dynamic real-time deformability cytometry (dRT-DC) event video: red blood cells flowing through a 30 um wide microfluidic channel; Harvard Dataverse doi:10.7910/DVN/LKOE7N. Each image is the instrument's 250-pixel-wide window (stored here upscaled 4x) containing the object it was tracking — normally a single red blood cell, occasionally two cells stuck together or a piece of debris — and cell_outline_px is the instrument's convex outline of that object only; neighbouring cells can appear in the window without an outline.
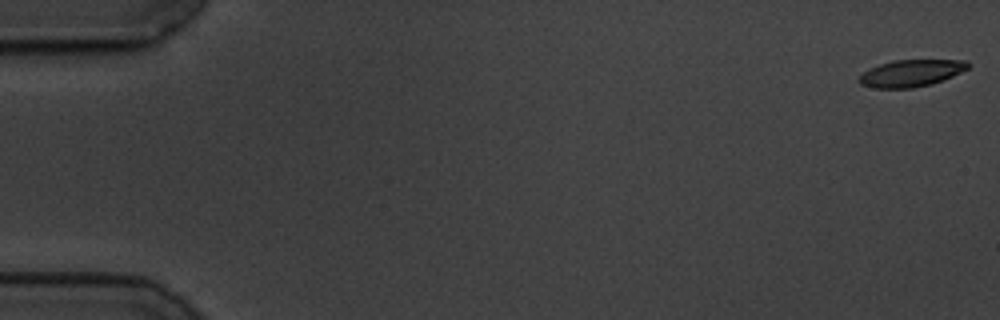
{"species": "common noctule bat (a hibernating species)", "species_latin": "Nyctalus noctula", "temperature_condition": "cold", "stored_images_in_passage": 59, "camera_frame_rate_fps": 3000, "um_per_image_px": 0.085, "animal": {"sex": "male", "body_mass_g": 19.5, "forearm_length_mm": 54.6}, "frame": {"image": 1, "passage_image": 1, "time_ms": 0.0, "image_size_px": [1000, 320], "cell_outline_px": [[968, 68], [952, 76], [932, 84], [912, 88], [876, 88], [860, 84], [856, 80], [868, 68], [892, 60], [968, 60]], "centroid_in_image_um": [77.4, 6.22], "position_along_channel_um": 7.6, "area_um2": 17.05}}
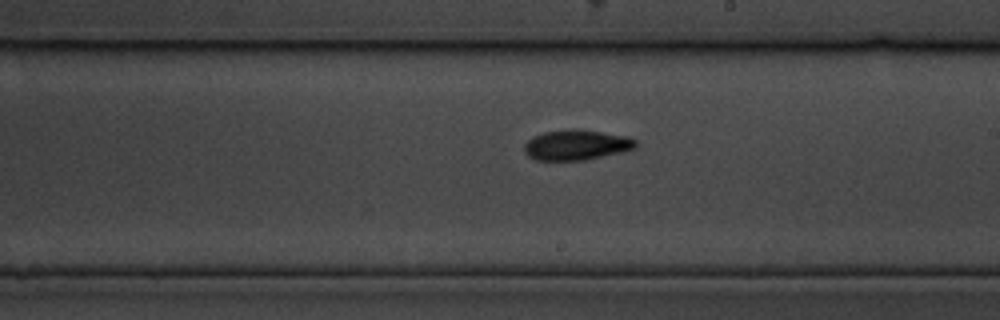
{"frame": {"image": 2, "passage_image": 34, "time_ms": 11.0, "image_size_px": [1000, 320], "cell_outline_px": [[636, 148], [584, 160], [536, 160], [528, 156], [524, 152], [524, 144], [532, 136], [544, 132], [600, 132], [628, 136], [636, 140]], "centroid_in_image_um": [48.96, 12.36], "position_along_channel_um": 240.0, "area_um2": 18.73}}
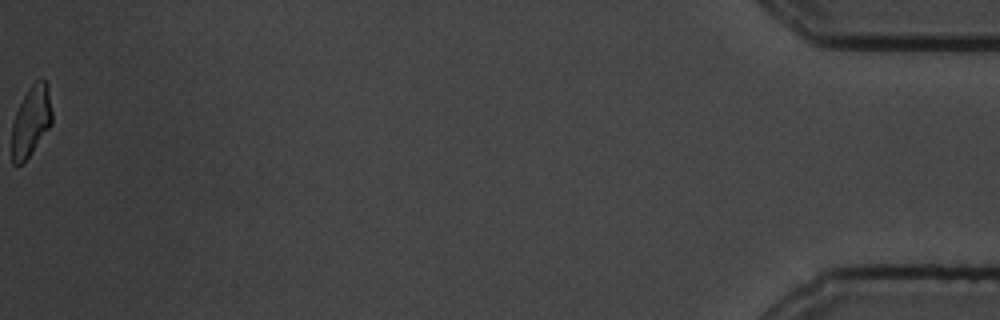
{"frame": {"image": 3, "passage_image": 59, "time_ms": 19.333, "image_size_px": [1000, 320], "cell_outline_px": [[52, 124], [28, 156], [20, 164], [12, 164], [12, 124], [16, 112], [28, 88], [40, 76], [48, 84], [52, 112]], "centroid_in_image_um": [2.65, 10.24], "position_along_channel_um": 432.5, "area_um2": 16.36}, "authors_computed_cell_mechanics": {"area_um2": 18.4382, "velocity_mm_per_s": 3.4687, "shape_relaxation_time_tau1_ms": 4.6017, "shape_relaxation_time_tau2_ms": 4.5273, "deformation_change_tau1": 0.1486, "deformation_change_tau2": 0.1012}}